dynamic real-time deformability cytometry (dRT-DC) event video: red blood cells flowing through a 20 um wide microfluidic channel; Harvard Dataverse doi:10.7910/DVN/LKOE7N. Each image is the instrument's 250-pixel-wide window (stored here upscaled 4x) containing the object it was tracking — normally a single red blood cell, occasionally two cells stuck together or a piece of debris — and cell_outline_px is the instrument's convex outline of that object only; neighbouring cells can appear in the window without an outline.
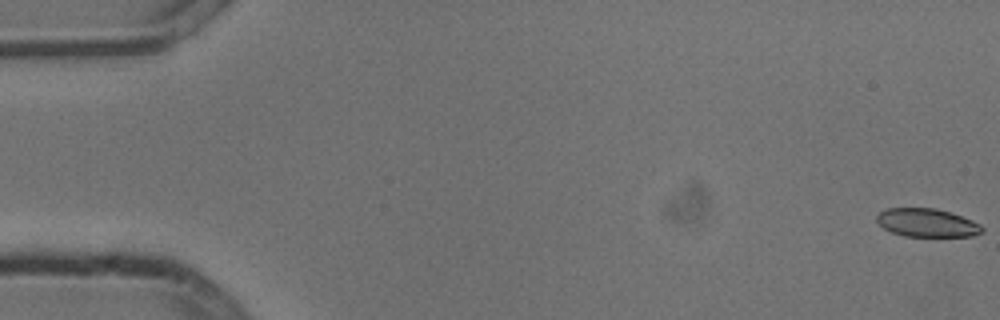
{"species": "common noctule bat (a hibernating species)", "species_latin": "Nyctalus noctula", "temperature_condition": "cold", "stored_images_in_passage": 55, "camera_frame_rate_fps": 3000, "um_per_image_px": 0.085, "animal": {"sex": "male", "body_mass_g": 13.3}, "frame": {"image": 1, "passage_image": 1, "time_ms": 0.0, "image_size_px": [1000, 320], "cell_outline_px": [[984, 232], [972, 236], [904, 236], [892, 232], [884, 228], [876, 220], [876, 216], [880, 212], [888, 208], [936, 208], [972, 220], [980, 224], [984, 228]], "centroid_in_image_um": [78.8, 18.94], "position_along_channel_um": 6.2, "area_um2": 17.28}}
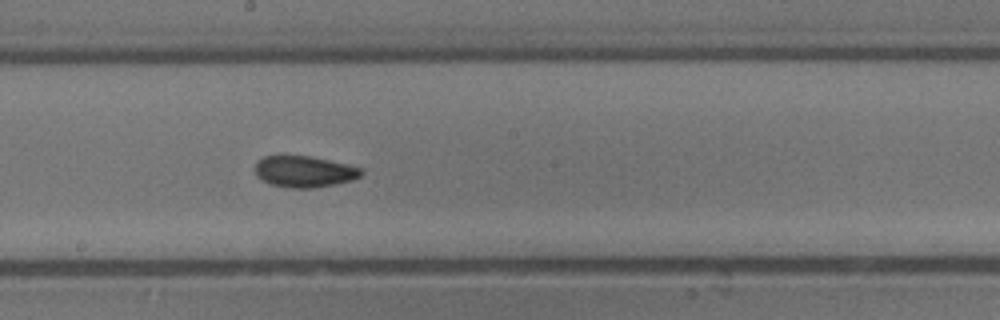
{"frame": {"image": 2, "passage_image": 30, "time_ms": 9.667, "image_size_px": [1000, 320], "cell_outline_px": [[364, 172], [360, 176], [352, 180], [336, 184], [312, 188], [288, 188], [268, 184], [256, 176], [256, 160], [264, 156], [312, 156], [348, 164], [360, 168]], "centroid_in_image_um": [25.85, 14.59], "position_along_channel_um": 222.3, "area_um2": 19.54}}
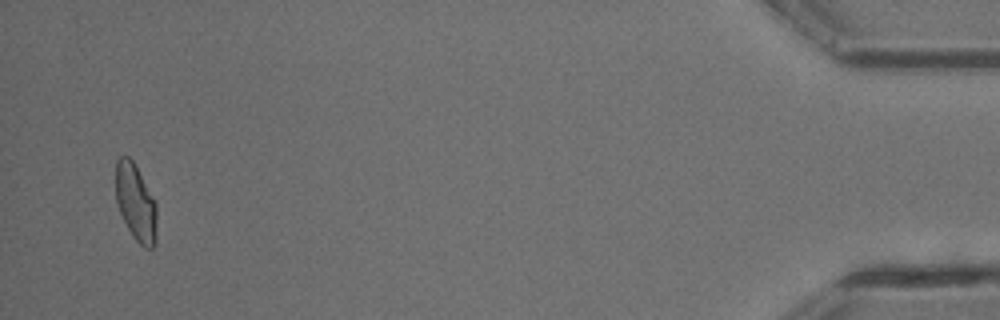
{"frame": {"image": 3, "passage_image": 53, "time_ms": 17.333, "image_size_px": [1000, 320], "cell_outline_px": [[156, 244], [152, 248], [144, 248], [132, 236], [120, 212], [116, 200], [116, 160], [120, 156], [128, 156], [132, 160], [152, 196], [156, 204]], "centroid_in_image_um": [11.53, 17.24], "position_along_channel_um": 423.7, "area_um2": 18.15}, "authors_computed_cell_mechanics": {"area_um2": 19.074, "velocity_mm_per_s": 3.7972, "shape_relaxation_time_tau1_ms": 8.4624, "shape_relaxation_time_tau2_ms": 4.6493, "deformation_change_tau1": 0.1446, "deformation_change_tau2": 0.0946}}